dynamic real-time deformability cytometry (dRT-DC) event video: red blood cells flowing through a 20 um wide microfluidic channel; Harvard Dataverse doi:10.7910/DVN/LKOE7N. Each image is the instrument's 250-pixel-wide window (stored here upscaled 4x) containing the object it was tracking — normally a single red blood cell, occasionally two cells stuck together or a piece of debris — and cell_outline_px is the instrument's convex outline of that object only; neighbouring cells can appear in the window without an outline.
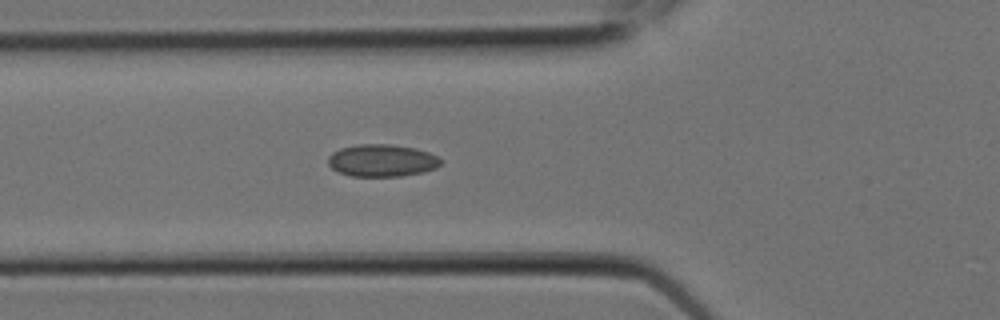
{"species": "Egyptian fruit bat (a non-hibernating species)", "species_latin": "Rousettus aegyptiacus", "temperature_condition": "room temperature", "stored_images_in_passage": 7, "camera_frame_rate_fps": 3000, "um_per_image_px": 0.085, "animal": {"sex": "female"}, "frame": {"image": 1, "passage_image": 7, "time_ms": 2.0, "image_size_px": [1000, 320], "cell_outline_px": [[440, 164], [436, 168], [424, 172], [400, 176], [352, 176], [340, 172], [332, 168], [328, 164], [328, 156], [332, 152], [340, 148], [356, 144], [392, 144], [416, 148], [428, 152], [436, 156], [440, 160]], "centroid_in_image_um": [32.45, 13.63], "position_along_channel_um": 93.4, "area_um2": 21.21}}